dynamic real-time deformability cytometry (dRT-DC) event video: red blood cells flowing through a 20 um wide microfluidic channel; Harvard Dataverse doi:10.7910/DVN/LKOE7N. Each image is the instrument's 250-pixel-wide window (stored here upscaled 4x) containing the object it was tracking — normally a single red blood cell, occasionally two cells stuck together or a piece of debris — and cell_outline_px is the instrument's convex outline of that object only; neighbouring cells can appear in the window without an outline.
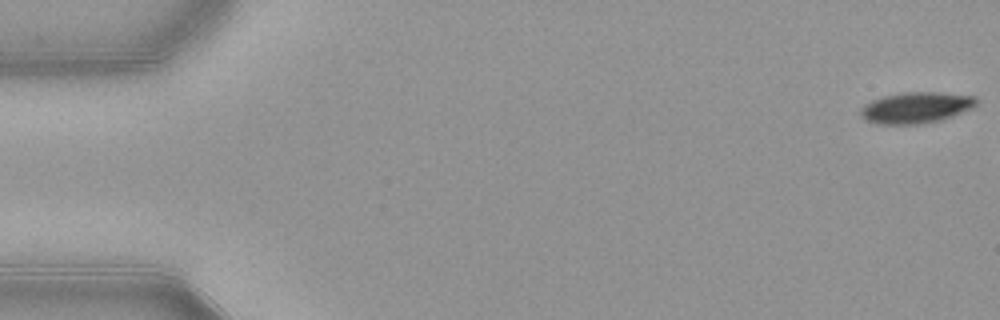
{"species": "common noctule bat (a hibernating species)", "species_latin": "Nyctalus noctula", "temperature_condition": "warm", "stored_images_in_passage": 8, "camera_frame_rate_fps": 3000, "um_per_image_px": 0.085, "animal": {"sex": "female", "body_mass_g": 21.9}, "frame": {"image": 1, "passage_image": 1, "time_ms": 0.0, "image_size_px": [1000, 320], "cell_outline_px": [[976, 104], [972, 108], [952, 116], [940, 120], [920, 124], [876, 124], [864, 120], [860, 116], [860, 108], [864, 104], [872, 100], [884, 96], [900, 92], [936, 92], [976, 96]], "centroid_in_image_um": [77.81, 9.15], "position_along_channel_um": 7.2, "area_um2": 21.1}}